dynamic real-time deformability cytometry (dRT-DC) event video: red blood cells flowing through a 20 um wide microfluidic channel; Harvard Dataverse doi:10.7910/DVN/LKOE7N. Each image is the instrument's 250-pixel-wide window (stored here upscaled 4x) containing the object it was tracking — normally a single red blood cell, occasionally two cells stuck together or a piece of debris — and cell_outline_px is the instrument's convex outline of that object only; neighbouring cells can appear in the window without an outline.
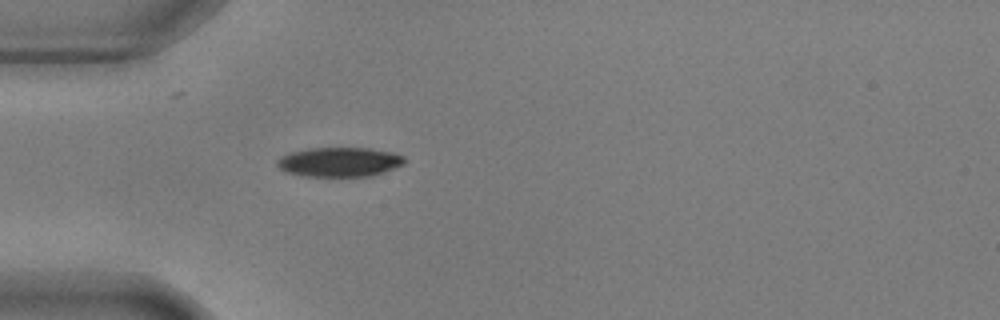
{"species": "common noctule bat (a hibernating species)", "species_latin": "Nyctalus noctula", "temperature_condition": "warm", "stored_images_in_passage": 32, "camera_frame_rate_fps": 3000, "um_per_image_px": 0.085, "animal": {"sex": "male", "body_mass_g": 17.9, "forearm_length_mm": 54.2}, "frame": {"image": 1, "passage_image": 1, "time_ms": 0.0, "image_size_px": [1000, 320], "cell_outline_px": [[408, 160], [404, 164], [384, 172], [372, 176], [300, 176], [284, 172], [276, 164], [276, 160], [280, 156], [292, 152], [308, 148], [368, 148], [392, 152], [404, 156]], "centroid_in_image_um": [28.85, 13.77], "position_along_channel_um": 56.2, "area_um2": 22.08}}
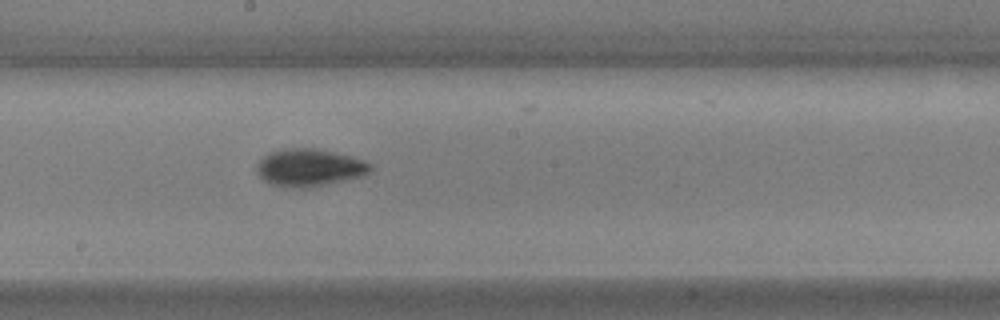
{"frame": {"image": 2, "passage_image": 15, "time_ms": 4.667, "image_size_px": [1000, 320], "cell_outline_px": [[372, 168], [364, 176], [312, 188], [288, 188], [272, 184], [264, 180], [256, 172], [256, 164], [264, 156], [272, 152], [288, 148], [316, 148], [352, 156], [364, 160], [372, 164]], "centroid_in_image_um": [26.32, 14.26], "position_along_channel_um": 221.9, "area_um2": 25.09}}
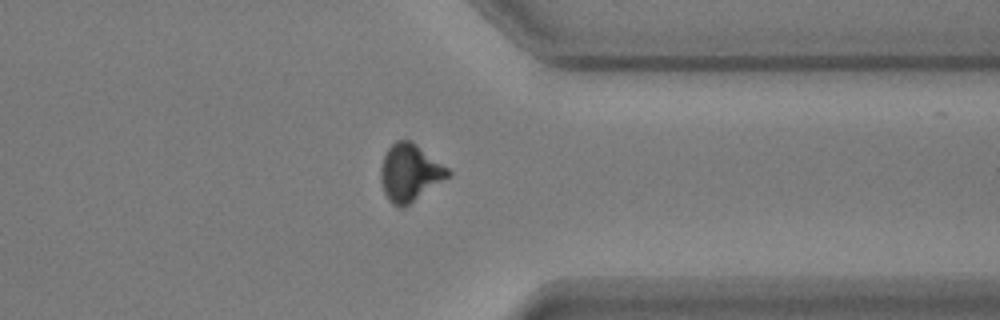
{"frame": {"image": 3, "passage_image": 28, "time_ms": 9.0, "image_size_px": [1000, 320], "cell_outline_px": [[452, 176], [404, 208], [396, 208], [388, 200], [384, 192], [380, 180], [380, 168], [384, 156], [388, 148], [396, 140], [412, 140], [448, 168], [452, 172]], "centroid_in_image_um": [34.85, 14.7], "position_along_channel_um": 376.5, "area_um2": 22.89}, "authors_computed_cell_mechanics": {"area_um2": 23.409, "velocity_mm_per_s": 3.6669, "shape_relaxation_time_tau1_ms": 2.6431, "shape_relaxation_time_tau2_ms": 3.2375, "deformation_change_tau1": 0.1348, "deformation_change_tau2": 0.0826}}